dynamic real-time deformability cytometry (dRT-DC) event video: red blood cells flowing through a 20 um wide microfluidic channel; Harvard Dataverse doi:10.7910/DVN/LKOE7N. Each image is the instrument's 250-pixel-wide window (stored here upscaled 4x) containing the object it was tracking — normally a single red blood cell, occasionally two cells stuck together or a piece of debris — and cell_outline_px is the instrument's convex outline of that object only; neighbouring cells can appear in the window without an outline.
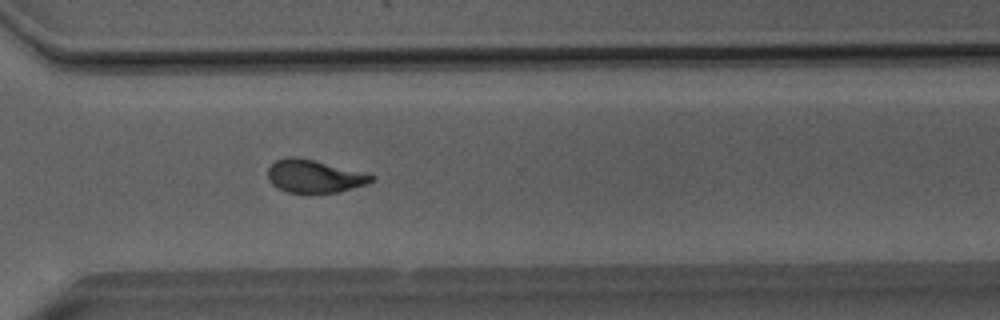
{"species": "Egyptian fruit bat (a non-hibernating species)", "species_latin": "Rousettus aegyptiacus", "temperature_condition": "room temperature", "stored_images_in_passage": 35, "camera_frame_rate_fps": 3000, "um_per_image_px": 0.085, "animal": {"sex": "male"}, "frame": {"image": 1, "passage_image": 25, "time_ms": 8.0, "image_size_px": [1000, 320], "cell_outline_px": [[376, 176], [372, 180], [364, 184], [340, 192], [288, 192], [276, 188], [268, 180], [268, 168], [276, 160], [292, 156], [312, 160], [368, 172]], "centroid_in_image_um": [26.72, 14.97], "position_along_channel_um": 343.9, "area_um2": 19.71}}
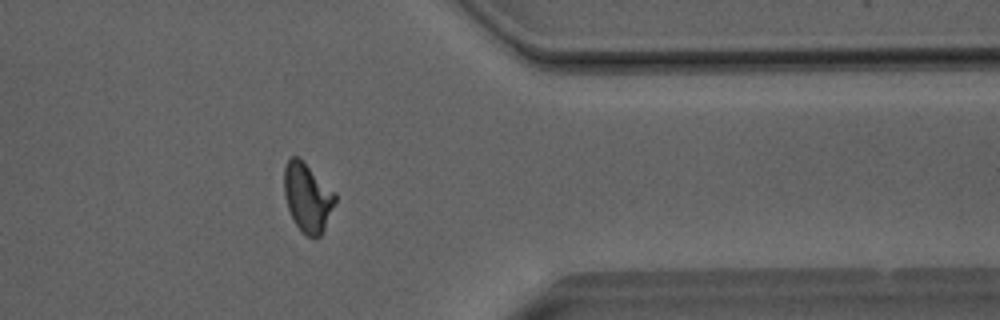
{"frame": {"image": 2, "passage_image": 29, "time_ms": 9.333, "image_size_px": [1000, 320], "cell_outline_px": [[336, 200], [324, 228], [320, 236], [316, 240], [308, 236], [296, 224], [288, 208], [284, 196], [284, 168], [288, 160], [292, 156], [296, 156], [336, 192]], "centroid_in_image_um": [26.14, 16.79], "position_along_channel_um": 385.3, "area_um2": 20.06}}